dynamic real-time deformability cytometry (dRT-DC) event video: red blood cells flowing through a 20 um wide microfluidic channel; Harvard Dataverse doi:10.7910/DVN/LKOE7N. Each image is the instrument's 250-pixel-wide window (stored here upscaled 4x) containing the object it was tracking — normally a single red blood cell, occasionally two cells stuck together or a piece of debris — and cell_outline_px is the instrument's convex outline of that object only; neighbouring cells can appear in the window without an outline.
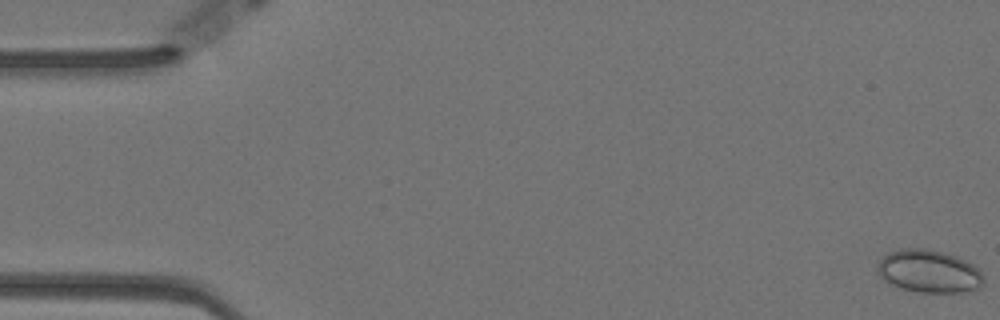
{"species": "Egyptian fruit bat (a non-hibernating species)", "species_latin": "Rousettus aegyptiacus", "temperature_condition": "warm", "stored_images_in_passage": 53, "camera_frame_rate_fps": 3000, "um_per_image_px": 0.085, "animal": {"sex": "female"}, "frame": {"image": 1, "passage_image": 1, "time_ms": 0.0, "image_size_px": [1000, 320], "cell_outline_px": [[984, 284], [980, 288], [964, 292], [920, 292], [900, 288], [884, 280], [876, 272], [876, 264], [884, 256], [900, 248], [928, 248], [944, 252], [956, 256], [972, 264], [984, 276]], "centroid_in_image_um": [78.96, 23.06], "position_along_channel_um": 6.0, "area_um2": 26.59}}
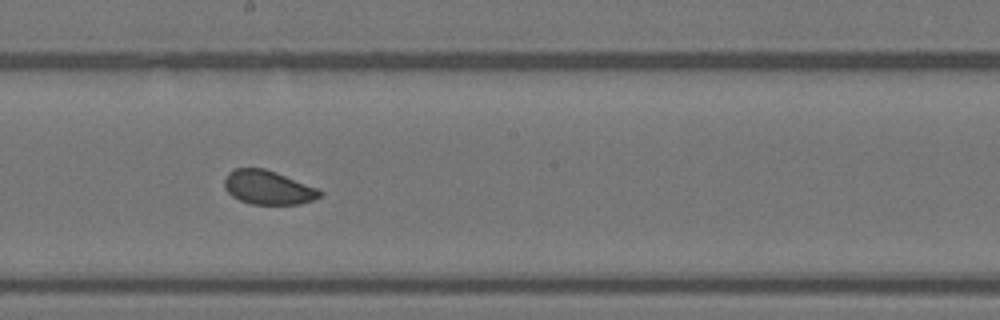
{"frame": {"image": 2, "passage_image": 32, "time_ms": 10.333, "image_size_px": [1000, 320], "cell_outline_px": [[324, 192], [320, 196], [312, 200], [300, 204], [252, 204], [240, 200], [232, 196], [224, 188], [224, 180], [228, 172], [232, 168], [264, 168], [276, 172], [316, 188]], "centroid_in_image_um": [22.75, 15.93], "position_along_channel_um": 225.5, "area_um2": 18.79}}
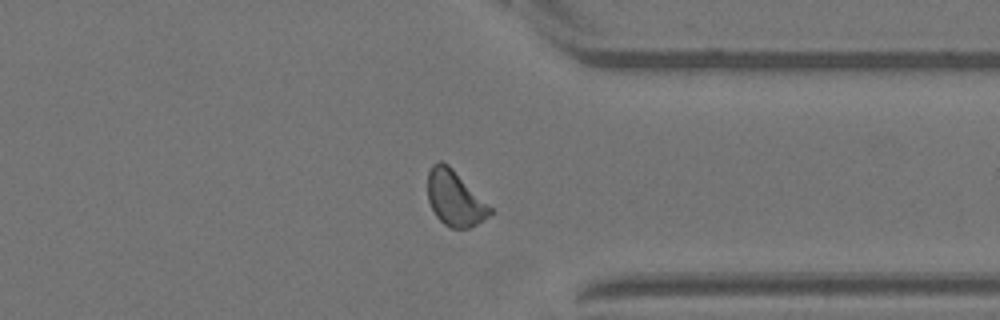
{"frame": {"image": 3, "passage_image": 45, "time_ms": 14.667, "image_size_px": [1000, 320], "cell_outline_px": [[492, 212], [488, 216], [476, 224], [468, 228], [452, 228], [444, 224], [436, 216], [428, 200], [428, 172], [432, 164], [440, 160], [448, 164], [492, 208]], "centroid_in_image_um": [38.64, 16.84], "position_along_channel_um": 372.8, "area_um2": 19.77}, "authors_computed_cell_mechanics": {"area_um2": 19.652, "velocity_mm_per_s": 3.4969, "shape_relaxation_time_tau1_ms": null, "shape_relaxation_time_tau2_ms": 2.0637, "deformation_change_tau1": null, "deformation_change_tau2": 0.0642}}